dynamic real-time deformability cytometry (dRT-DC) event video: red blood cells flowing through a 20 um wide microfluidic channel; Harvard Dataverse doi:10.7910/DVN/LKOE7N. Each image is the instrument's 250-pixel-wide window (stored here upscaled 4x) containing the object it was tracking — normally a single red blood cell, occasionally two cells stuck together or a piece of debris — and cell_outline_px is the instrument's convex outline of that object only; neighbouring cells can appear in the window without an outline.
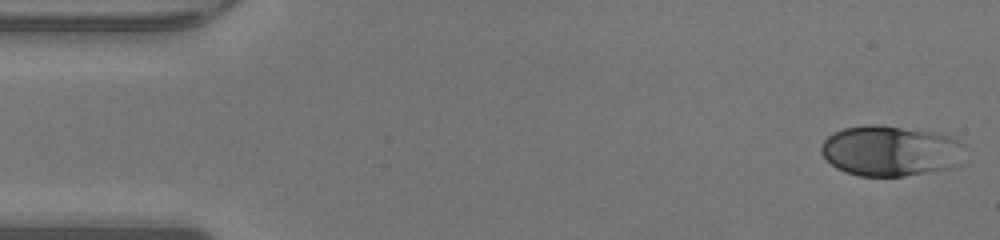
{"species": "human", "species_latin": "Homo sapiens", "temperature_condition": "warm", "stored_images_in_passage": 47, "camera_frame_rate_fps": 3000, "um_per_image_px": 0.085, "donor": {"sex": "male"}, "frame": {"image": 1, "passage_image": 1, "time_ms": 0.0, "image_size_px": [1000, 240], "cell_outline_px": [[968, 148], [960, 164], [948, 168], [904, 176], [860, 176], [836, 168], [820, 152], [820, 148], [824, 140], [832, 132], [844, 128], [868, 124], [876, 124], [932, 132], [948, 136], [964, 144]], "centroid_in_image_um": [75.71, 12.82], "position_along_channel_um": 9.3, "area_um2": 42.37}}
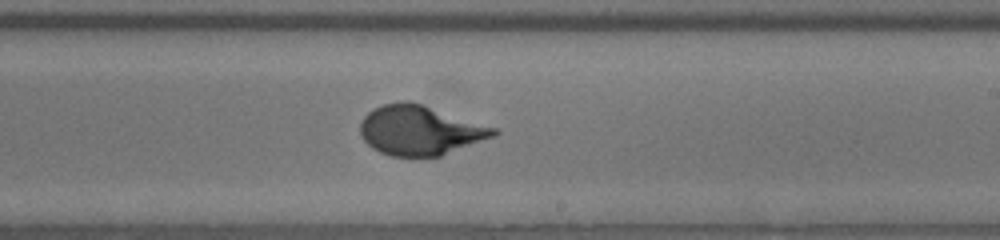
{"frame": {"image": 2, "passage_image": 27, "time_ms": 8.667, "image_size_px": [1000, 240], "cell_outline_px": [[500, 132], [496, 136], [440, 156], [392, 156], [380, 152], [372, 148], [364, 140], [360, 132], [360, 124], [364, 116], [372, 108], [384, 104], [404, 100], [408, 100], [496, 128]], "centroid_in_image_um": [35.69, 11.07], "position_along_channel_um": 253.3, "area_um2": 38.32}}
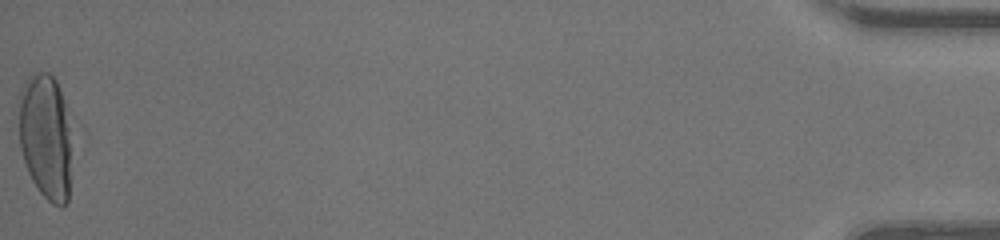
{"frame": {"image": 3, "passage_image": 47, "time_ms": 15.333, "image_size_px": [1000, 240], "cell_outline_px": [[68, 200], [60, 208], [52, 204], [40, 192], [32, 180], [28, 172], [20, 148], [20, 88], [32, 72], [48, 72], [56, 80], [64, 100], [68, 128]], "centroid_in_image_um": [3.83, 11.58], "position_along_channel_um": 431.4, "area_um2": 37.8}, "authors_computed_cell_mechanics": {"area_um2": 38.148, "velocity_mm_per_s": 4.3241, "shape_relaxation_time_tau1_ms": 4.2507, "shape_relaxation_time_tau2_ms": null, "deformation_change_tau1": 0.2399, "deformation_change_tau2": null}}